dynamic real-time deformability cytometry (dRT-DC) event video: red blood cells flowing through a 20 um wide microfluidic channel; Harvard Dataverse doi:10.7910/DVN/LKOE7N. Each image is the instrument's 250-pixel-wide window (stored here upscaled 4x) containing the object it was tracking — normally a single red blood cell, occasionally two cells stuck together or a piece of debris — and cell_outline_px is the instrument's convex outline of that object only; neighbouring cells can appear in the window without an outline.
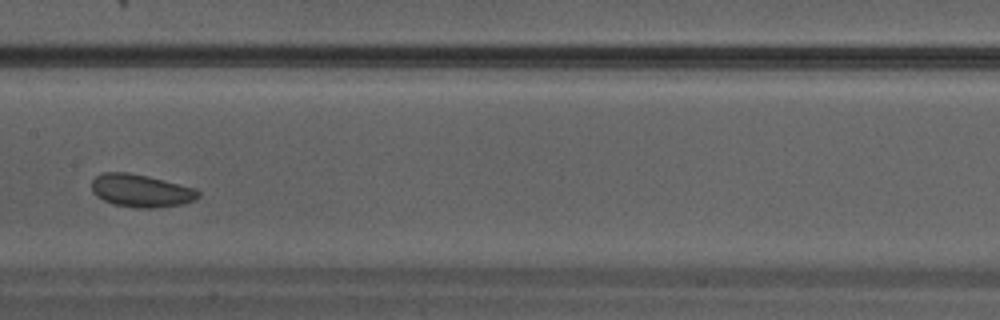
{"species": "Egyptian fruit bat (a non-hibernating species)", "species_latin": "Rousettus aegyptiacus", "temperature_condition": "warm", "stored_images_in_passage": 29, "camera_frame_rate_fps": 3000, "um_per_image_px": 0.085, "animal": {"sex": "male"}, "frame": {"image": 1, "passage_image": 13, "time_ms": 4.0, "image_size_px": [1000, 320], "cell_outline_px": [[200, 196], [196, 200], [184, 204], [156, 208], [136, 208], [112, 204], [96, 196], [92, 192], [92, 180], [96, 176], [104, 172], [128, 172], [148, 176], [196, 188], [200, 192]], "centroid_in_image_um": [12.01, 16.22], "position_along_channel_um": 195.4, "area_um2": 20.63}}
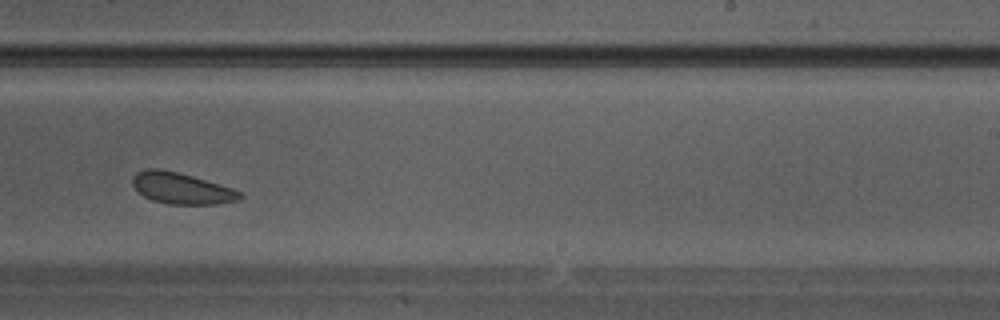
{"frame": {"image": 2, "passage_image": 17, "time_ms": 5.333, "image_size_px": [1000, 320], "cell_outline_px": [[244, 196], [240, 200], [216, 204], [168, 204], [152, 200], [136, 192], [132, 184], [132, 176], [136, 172], [148, 168], [160, 168], [192, 176], [232, 188], [240, 192]], "centroid_in_image_um": [15.39, 16.01], "position_along_channel_um": 273.6, "area_um2": 19.65}}